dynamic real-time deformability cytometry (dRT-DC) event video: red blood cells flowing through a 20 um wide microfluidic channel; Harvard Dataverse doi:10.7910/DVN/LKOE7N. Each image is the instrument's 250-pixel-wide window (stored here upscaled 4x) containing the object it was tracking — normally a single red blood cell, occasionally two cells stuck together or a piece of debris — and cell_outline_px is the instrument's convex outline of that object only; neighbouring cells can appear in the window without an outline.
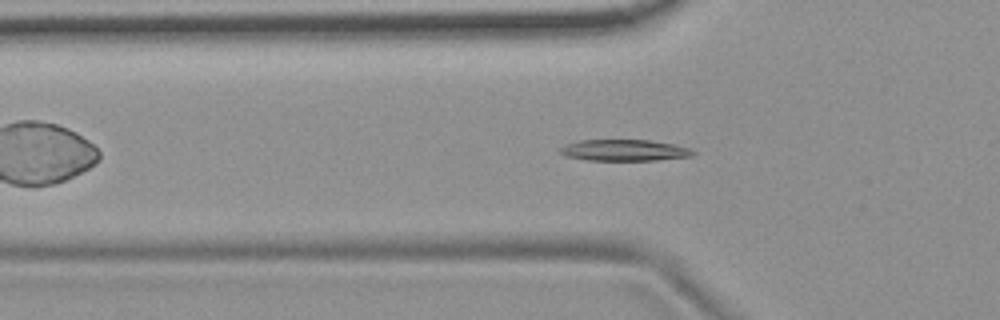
{"species": "common noctule bat (a hibernating species)", "species_latin": "Nyctalus noctula", "temperature_condition": "room temperature", "stored_images_in_passage": 50, "camera_frame_rate_fps": 3000, "um_per_image_px": 0.085, "animal": {"sex": "female", "body_mass_g": 19.9}, "frame": {"image": 1, "passage_image": 13, "time_ms": 4.0, "image_size_px": [1000, 320], "cell_outline_px": [[696, 152], [692, 156], [656, 160], [588, 160], [564, 156], [560, 152], [560, 148], [564, 144], [580, 140], [648, 140], [672, 144], [688, 148]], "centroid_in_image_um": [53.02, 12.77], "position_along_channel_um": 72.8, "area_um2": 16.42}}
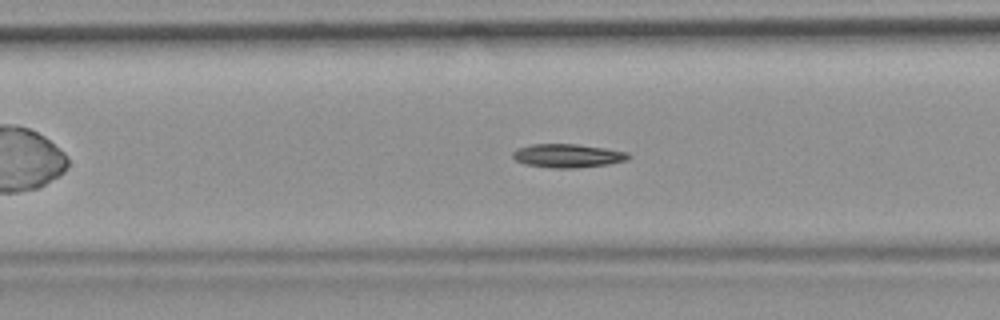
{"frame": {"image": 2, "passage_image": 20, "time_ms": 6.333, "image_size_px": [1000, 320], "cell_outline_px": [[632, 156], [628, 160], [608, 164], [576, 168], [552, 168], [524, 164], [516, 160], [512, 156], [512, 152], [516, 148], [532, 144], [576, 144], [604, 148], [628, 152]], "centroid_in_image_um": [48.25, 13.24], "position_along_channel_um": 159.2, "area_um2": 16.01}}
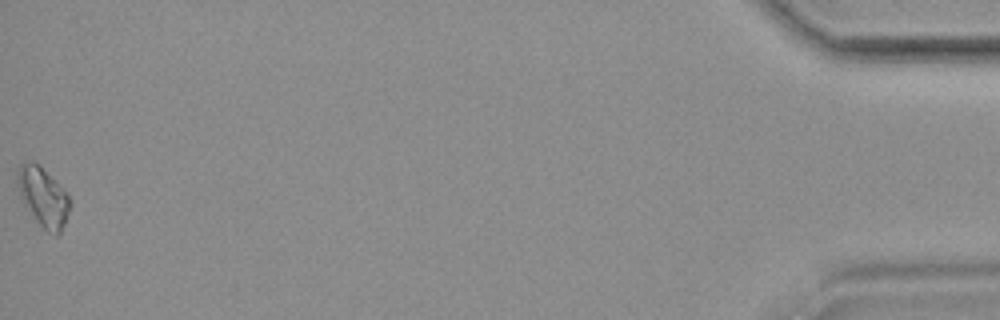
{"frame": {"image": 3, "passage_image": 50, "time_ms": 16.333, "image_size_px": [1000, 320], "cell_outline_px": [[72, 204], [64, 224], [60, 232], [56, 236], [48, 232], [36, 220], [20, 196], [16, 180], [16, 172], [20, 164], [24, 160], [40, 164], [64, 188], [72, 200]], "centroid_in_image_um": [3.69, 16.69], "position_along_channel_um": 431.5, "area_um2": 18.32}, "authors_computed_cell_mechanics": {"area_um2": 15.7216, "velocity_mm_per_s": 3.6852, "shape_relaxation_time_tau1_ms": 7.7512, "shape_relaxation_time_tau2_ms": null, "deformation_change_tau1": 0.1892, "deformation_change_tau2": null}}